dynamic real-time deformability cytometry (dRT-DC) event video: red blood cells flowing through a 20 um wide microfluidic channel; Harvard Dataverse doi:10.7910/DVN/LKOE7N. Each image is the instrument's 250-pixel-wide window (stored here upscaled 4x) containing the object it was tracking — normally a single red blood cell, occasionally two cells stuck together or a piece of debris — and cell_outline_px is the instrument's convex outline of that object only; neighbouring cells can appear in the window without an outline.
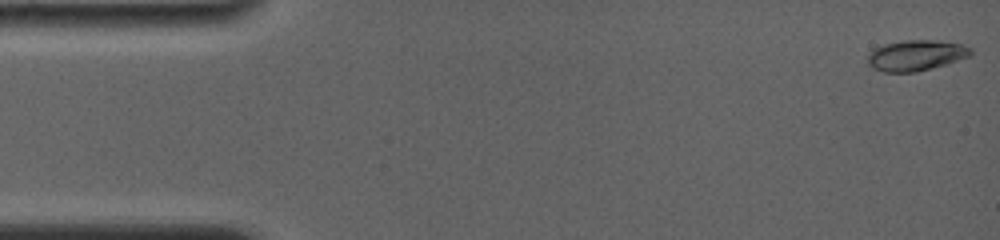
{"species": "common noctule bat (a hibernating species)", "species_latin": "Nyctalus noctula", "temperature_condition": "room temperature", "stored_images_in_passage": 9, "camera_frame_rate_fps": 4000, "um_per_image_px": 0.085, "animal": {"sex": "female", "body_mass_g": 19.0, "forearm_length_mm": 56.7}, "frame": {"image": 1, "passage_image": 1, "time_ms": 0.0, "image_size_px": [1000, 240], "cell_outline_px": [[972, 52], [968, 56], [948, 64], [916, 72], [884, 72], [872, 68], [868, 64], [868, 56], [876, 48], [884, 44], [904, 40], [936, 40], [960, 44], [972, 48]], "centroid_in_image_um": [77.86, 4.71], "position_along_channel_um": 7.1, "area_um2": 18.32}}
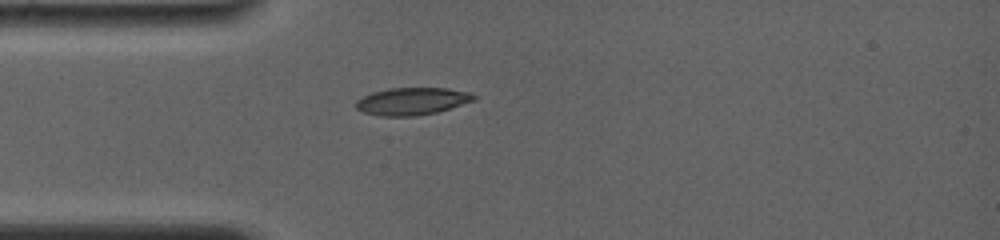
{"frame": {"image": 2, "passage_image": 9, "time_ms": 4.25, "image_size_px": [1000, 240], "cell_outline_px": [[476, 100], [436, 112], [416, 116], [380, 116], [364, 112], [356, 108], [356, 100], [372, 92], [388, 88], [448, 88], [468, 92], [476, 96]], "centroid_in_image_um": [35.02, 8.6], "position_along_channel_um": 50.0, "area_um2": 18.73}}